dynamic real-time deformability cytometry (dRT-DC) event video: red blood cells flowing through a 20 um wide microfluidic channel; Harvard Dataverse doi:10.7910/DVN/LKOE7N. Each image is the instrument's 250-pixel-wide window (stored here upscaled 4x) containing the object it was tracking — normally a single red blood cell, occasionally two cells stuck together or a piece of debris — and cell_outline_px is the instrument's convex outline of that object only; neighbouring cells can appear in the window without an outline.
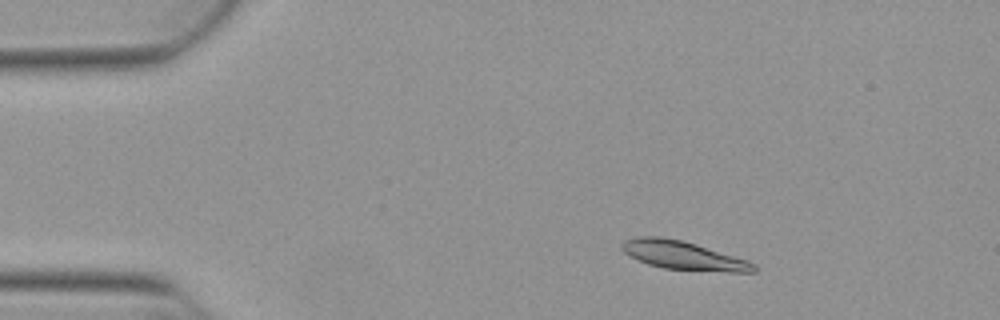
{"species": "Egyptian fruit bat (a non-hibernating species)", "species_latin": "Rousettus aegyptiacus", "temperature_condition": "warm", "stored_images_in_passage": 49, "camera_frame_rate_fps": 3000, "um_per_image_px": 0.085, "animal": {"sex": "female"}, "frame": {"image": 1, "passage_image": 5, "time_ms": 1.333, "image_size_px": [1000, 320], "cell_outline_px": [[756, 272], [728, 272], [664, 268], [648, 264], [624, 252], [620, 248], [620, 244], [624, 240], [640, 236], [660, 236], [680, 240], [696, 244], [748, 260], [756, 264]], "centroid_in_image_um": [58.09, 21.7], "position_along_channel_um": 26.9, "area_um2": 21.79}}
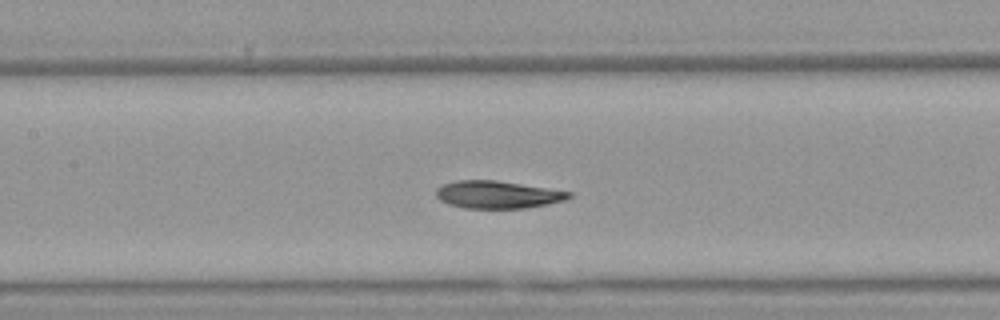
{"frame": {"image": 2, "passage_image": 21, "time_ms": 6.667, "image_size_px": [1000, 320], "cell_outline_px": [[572, 196], [564, 200], [548, 204], [524, 208], [464, 208], [448, 204], [440, 200], [436, 196], [436, 188], [444, 184], [456, 180], [496, 180], [572, 192]], "centroid_in_image_um": [42.27, 16.54], "position_along_channel_um": 165.1, "area_um2": 21.21}}
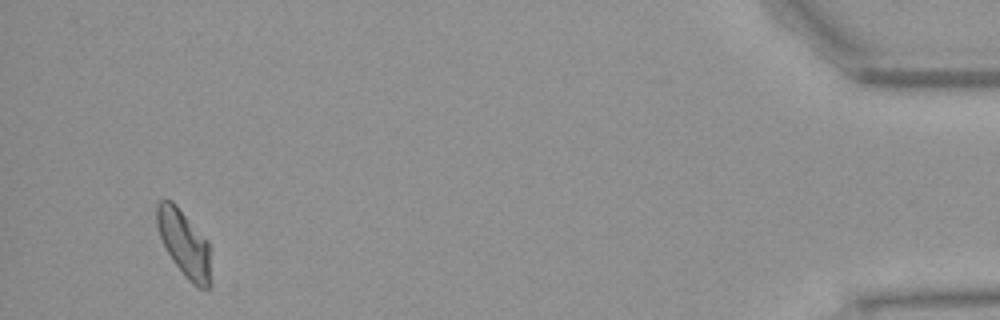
{"frame": {"image": 3, "passage_image": 47, "time_ms": 15.333, "image_size_px": [1000, 320], "cell_outline_px": [[212, 284], [208, 288], [196, 288], [184, 276], [172, 260], [160, 236], [156, 224], [156, 204], [160, 200], [172, 200], [176, 204], [208, 240], [212, 248]], "centroid_in_image_um": [15.73, 20.74], "position_along_channel_um": 419.5, "area_um2": 21.68}, "authors_computed_cell_mechanics": {"area_um2": 21.7328, "velocity_mm_per_s": 3.8344, "shape_relaxation_time_tau1_ms": 9.2948, "shape_relaxation_time_tau2_ms": 4.0004, "deformation_change_tau1": 0.2227, "deformation_change_tau2": 0.084}}